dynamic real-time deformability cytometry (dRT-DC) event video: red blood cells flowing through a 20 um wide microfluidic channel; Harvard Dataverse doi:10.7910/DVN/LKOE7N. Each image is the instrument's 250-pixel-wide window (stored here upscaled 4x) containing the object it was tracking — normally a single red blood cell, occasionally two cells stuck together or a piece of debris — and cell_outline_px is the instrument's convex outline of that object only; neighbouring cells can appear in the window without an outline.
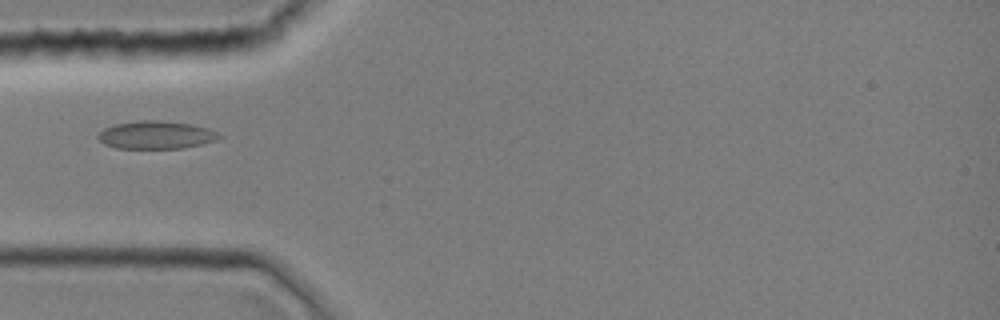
{"species": "common noctule bat (a hibernating species)", "species_latin": "Nyctalus noctula", "temperature_condition": "room temperature", "stored_images_in_passage": 31, "camera_frame_rate_fps": 3000, "um_per_image_px": 0.085, "animal": {"sex": "female", "body_mass_g": 19.0, "forearm_length_mm": 51.5}, "frame": {"image": 1, "passage_image": 1, "time_ms": 0.0, "image_size_px": [1000, 320], "cell_outline_px": [[224, 136], [216, 140], [184, 148], [116, 148], [104, 144], [96, 136], [104, 128], [116, 124], [140, 120], [160, 120], [192, 124], [208, 128]], "centroid_in_image_um": [13.27, 11.47], "position_along_channel_um": 71.7, "area_um2": 19.65}}
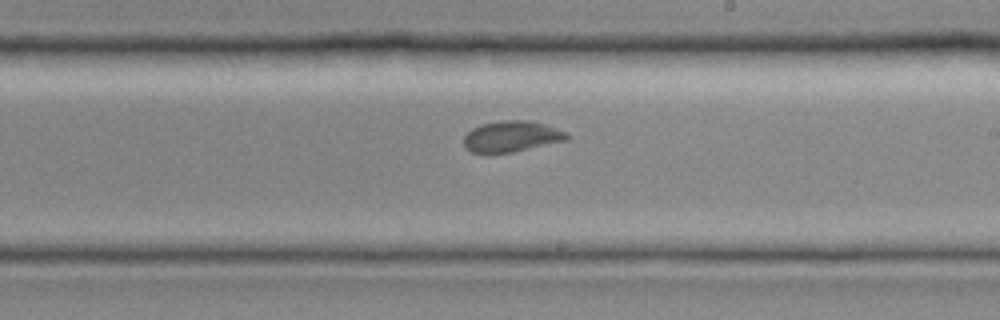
{"frame": {"image": 2, "passage_image": 13, "time_ms": 4.0, "image_size_px": [1000, 320], "cell_outline_px": [[568, 140], [512, 152], [472, 152], [464, 148], [464, 136], [472, 128], [480, 124], [500, 120], [528, 120], [544, 124], [556, 128], [564, 132], [568, 136]], "centroid_in_image_um": [43.45, 11.58], "position_along_channel_um": 245.5, "area_um2": 18.44}}
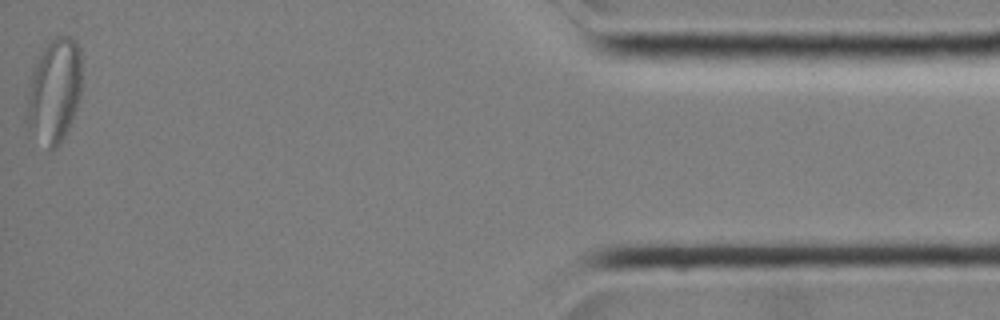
{"frame": {"image": 3, "passage_image": 31, "time_ms": 10.0, "image_size_px": [1000, 320], "cell_outline_px": [[80, 96], [76, 108], [68, 128], [64, 136], [56, 148], [48, 148], [28, 132], [28, 92], [32, 68], [36, 56], [48, 40], [56, 36], [68, 36], [76, 44], [80, 52]], "centroid_in_image_um": [4.58, 7.69], "position_along_channel_um": 430.6, "area_um2": 33.29}}